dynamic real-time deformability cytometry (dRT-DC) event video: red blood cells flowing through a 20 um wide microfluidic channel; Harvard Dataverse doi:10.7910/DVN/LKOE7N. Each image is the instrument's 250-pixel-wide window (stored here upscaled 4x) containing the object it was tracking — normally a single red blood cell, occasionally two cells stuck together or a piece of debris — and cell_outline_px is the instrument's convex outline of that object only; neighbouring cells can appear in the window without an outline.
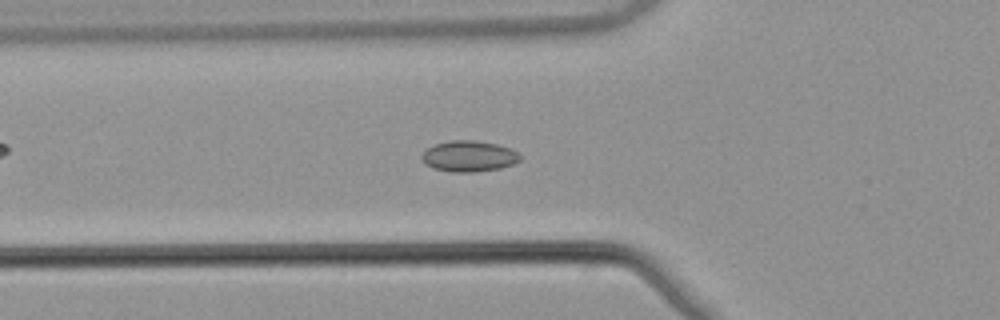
{"species": "common noctule bat (a hibernating species)", "species_latin": "Nyctalus noctula", "temperature_condition": "warm", "stored_images_in_passage": 53, "camera_frame_rate_fps": 3000, "um_per_image_px": 0.085, "animal": {"sex": "male", "body_mass_g": 21.5, "forearm_length_mm": 52.0}, "frame": {"image": 1, "passage_image": 19, "time_ms": 6.0, "image_size_px": [1000, 320], "cell_outline_px": [[520, 160], [512, 164], [500, 168], [476, 172], [452, 172], [432, 168], [424, 164], [420, 156], [428, 148], [436, 144], [452, 140], [472, 140], [496, 144], [508, 148], [516, 152], [520, 156]], "centroid_in_image_um": [39.82, 13.29], "position_along_channel_um": 86.0, "area_um2": 17.57}}
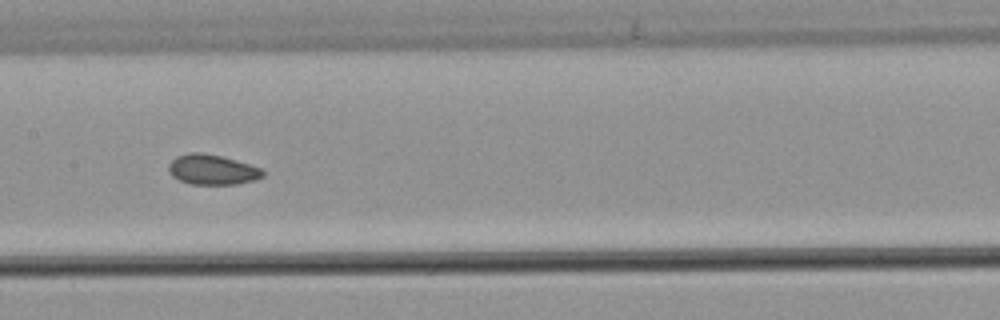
{"frame": {"image": 2, "passage_image": 27, "time_ms": 8.667, "image_size_px": [1000, 320], "cell_outline_px": [[264, 176], [256, 180], [236, 184], [192, 184], [180, 180], [172, 176], [168, 172], [168, 164], [176, 156], [188, 152], [200, 152], [220, 156], [236, 160], [260, 168], [264, 172]], "centroid_in_image_um": [18.02, 14.41], "position_along_channel_um": 189.4, "area_um2": 16.53}}
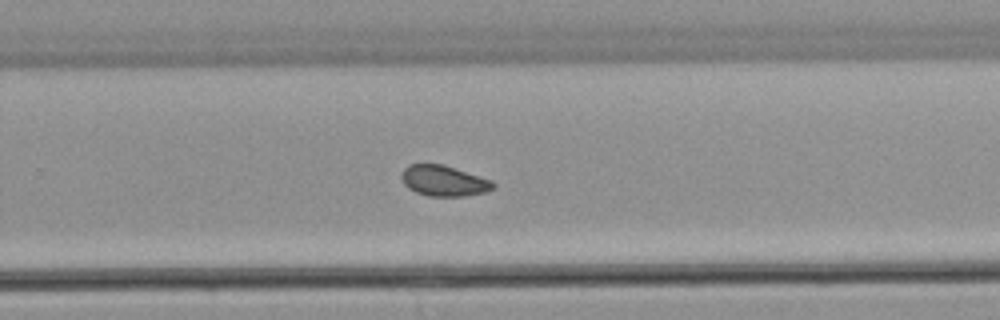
{"frame": {"image": 3, "passage_image": 35, "time_ms": 11.333, "image_size_px": [1000, 320], "cell_outline_px": [[496, 188], [484, 192], [464, 196], [428, 196], [416, 192], [408, 188], [404, 184], [400, 176], [404, 168], [408, 164], [444, 164], [492, 180], [496, 184]], "centroid_in_image_um": [37.73, 15.36], "position_along_channel_um": 292.1, "area_um2": 16.53}, "authors_computed_cell_mechanics": {"area_um2": 16.8198, "velocity_mm_per_s": 3.8576, "shape_relaxation_time_tau1_ms": null, "shape_relaxation_time_tau2_ms": 1.8634, "deformation_change_tau1": null, "deformation_change_tau2": 0.0515}}